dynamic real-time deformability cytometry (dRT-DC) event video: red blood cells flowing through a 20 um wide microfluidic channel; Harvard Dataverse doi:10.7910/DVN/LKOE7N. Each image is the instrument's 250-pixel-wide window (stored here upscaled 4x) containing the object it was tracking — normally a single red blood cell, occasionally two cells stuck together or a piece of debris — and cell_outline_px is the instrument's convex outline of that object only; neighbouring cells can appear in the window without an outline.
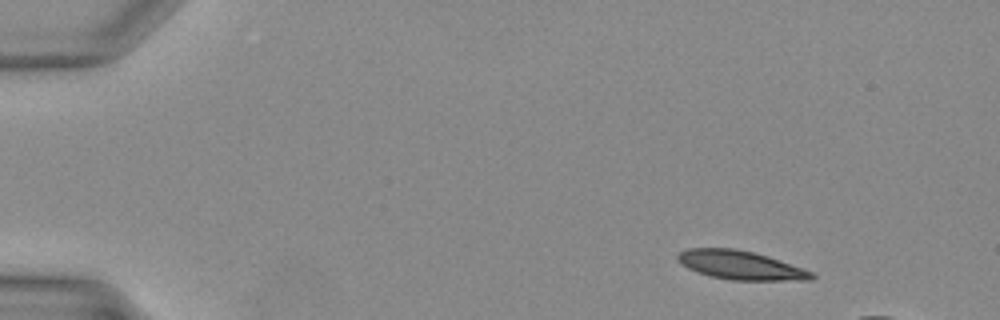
{"species": "Egyptian fruit bat (a non-hibernating species)", "species_latin": "Rousettus aegyptiacus", "temperature_condition": "warm", "stored_images_in_passage": 32, "camera_frame_rate_fps": 3000, "um_per_image_px": 0.085, "animal": {"sex": "female"}, "frame": {"image": 1, "passage_image": 1, "time_ms": 0.0, "image_size_px": [1000, 320], "cell_outline_px": [[816, 276], [812, 280], [732, 280], [712, 276], [696, 272], [688, 268], [676, 260], [676, 256], [680, 252], [688, 248], [736, 248], [768, 256], [812, 272]], "centroid_in_image_um": [62.91, 22.53], "position_along_channel_um": 22.1, "area_um2": 22.31}}
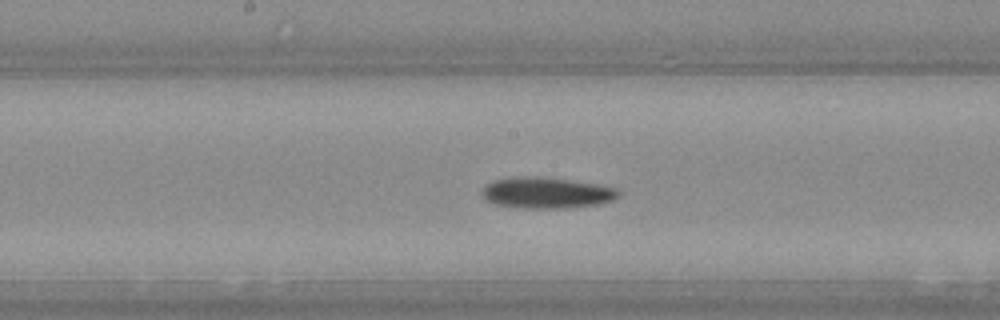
{"frame": {"image": 2, "passage_image": 17, "time_ms": 5.333, "image_size_px": [1000, 320], "cell_outline_px": [[620, 192], [612, 200], [596, 204], [564, 208], [516, 208], [492, 204], [484, 200], [484, 188], [488, 184], [496, 180], [528, 176], [564, 180], [596, 184], [616, 188]], "centroid_in_image_um": [46.42, 16.42], "position_along_channel_um": 201.8, "area_um2": 24.04}}
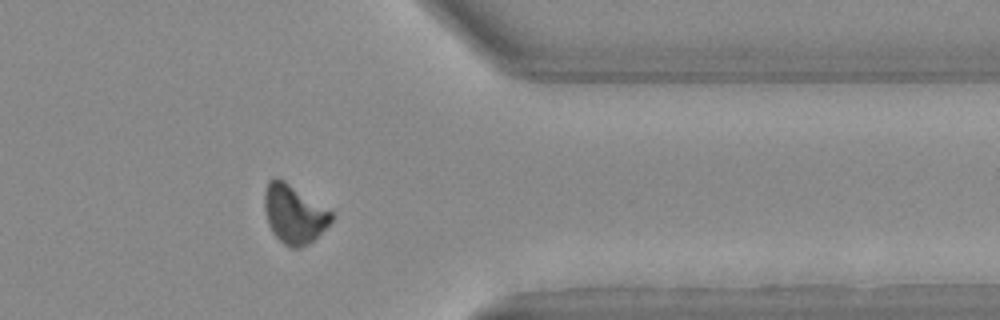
{"frame": {"image": 3, "passage_image": 28, "time_ms": 9.0, "image_size_px": [1000, 320], "cell_outline_px": [[332, 220], [308, 244], [300, 248], [292, 248], [284, 244], [272, 232], [268, 224], [264, 208], [264, 192], [268, 180], [272, 176], [276, 176], [284, 180], [332, 212]], "centroid_in_image_um": [24.93, 18.17], "position_along_channel_um": 386.5, "area_um2": 22.6}}